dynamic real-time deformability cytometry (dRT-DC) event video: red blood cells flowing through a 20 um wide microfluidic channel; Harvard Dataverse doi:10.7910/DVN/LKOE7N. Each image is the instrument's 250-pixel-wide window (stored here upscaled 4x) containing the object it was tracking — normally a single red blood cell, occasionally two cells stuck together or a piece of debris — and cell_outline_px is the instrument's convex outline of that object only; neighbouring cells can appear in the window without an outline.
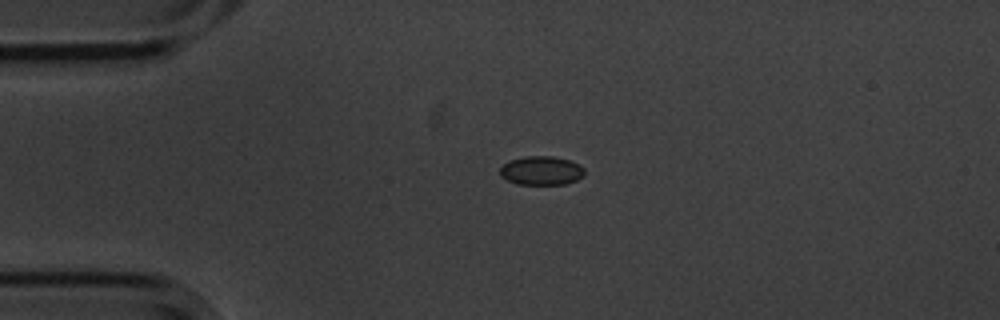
{"species": "common noctule bat (a hibernating species)", "species_latin": "Nyctalus noctula", "temperature_condition": "cold", "stored_images_in_passage": 9, "camera_frame_rate_fps": 3000, "um_per_image_px": 0.085, "animal": {"sex": "male", "body_mass_g": 20.1, "forearm_length_mm": 53.5}, "frame": {"image": 1, "passage_image": 1, "time_ms": 0.0, "image_size_px": [1000, 320], "cell_outline_px": [[584, 176], [576, 180], [564, 184], [516, 184], [500, 176], [500, 168], [508, 160], [524, 156], [552, 156], [568, 160], [580, 164], [584, 168]], "centroid_in_image_um": [46.01, 14.49], "position_along_channel_um": 39.0, "area_um2": 14.28}}
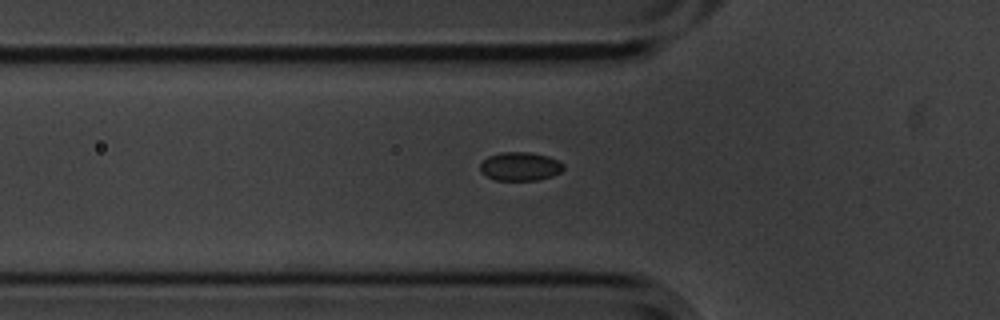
{"frame": {"image": 2, "passage_image": 7, "time_ms": 2.0, "image_size_px": [1000, 320], "cell_outline_px": [[564, 168], [560, 172], [552, 176], [536, 180], [496, 180], [480, 172], [480, 164], [488, 156], [500, 152], [528, 152], [548, 156], [564, 164]], "centroid_in_image_um": [44.2, 14.14], "position_along_channel_um": 81.6, "area_um2": 13.81}}